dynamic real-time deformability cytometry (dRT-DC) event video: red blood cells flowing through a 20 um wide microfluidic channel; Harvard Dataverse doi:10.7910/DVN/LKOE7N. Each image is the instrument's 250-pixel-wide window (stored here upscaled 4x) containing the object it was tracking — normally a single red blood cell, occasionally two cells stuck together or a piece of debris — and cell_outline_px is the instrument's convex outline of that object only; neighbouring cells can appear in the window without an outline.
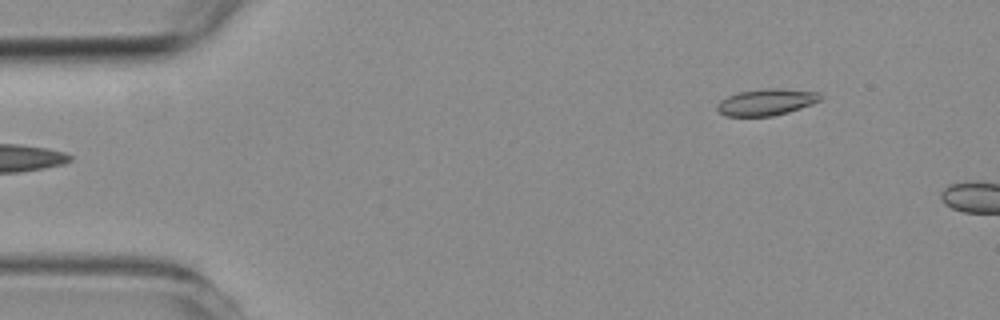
{"species": "common noctule bat (a hibernating species)", "species_latin": "Nyctalus noctula", "temperature_condition": "room temperature", "stored_images_in_passage": 4, "camera_frame_rate_fps": 3000, "um_per_image_px": 0.085, "animal": {"sex": "female", "body_mass_g": 19.3, "forearm_length_mm": 54.1}, "frame": {"image": 1, "passage_image": 4, "time_ms": 3.667, "image_size_px": [1000, 320], "cell_outline_px": [[824, 96], [820, 100], [812, 104], [788, 112], [772, 116], [728, 116], [720, 112], [716, 108], [716, 104], [720, 100], [728, 96], [740, 92], [764, 88], [776, 88], [820, 92]], "centroid_in_image_um": [65.16, 8.67], "position_along_channel_um": 19.8, "area_um2": 15.95}}